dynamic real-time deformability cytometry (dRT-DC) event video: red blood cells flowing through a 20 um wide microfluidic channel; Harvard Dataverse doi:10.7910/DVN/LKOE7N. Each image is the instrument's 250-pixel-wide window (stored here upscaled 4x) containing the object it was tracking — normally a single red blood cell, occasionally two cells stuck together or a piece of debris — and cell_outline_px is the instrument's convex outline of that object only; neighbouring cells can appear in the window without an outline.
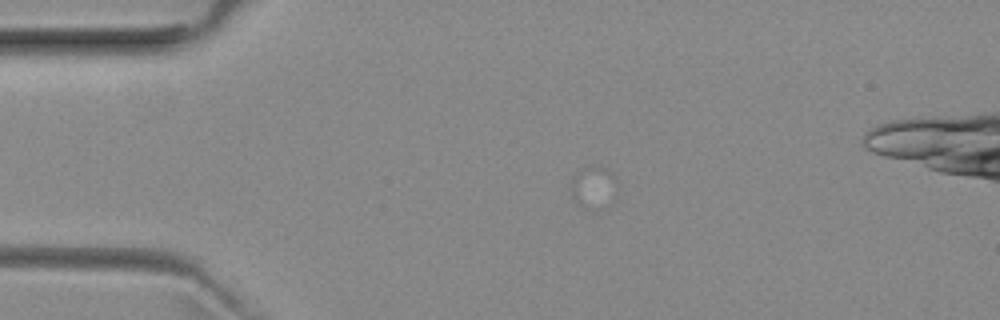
{"species": "common noctule bat (a hibernating species)", "species_latin": "Nyctalus noctula", "temperature_condition": "room temperature", "stored_images_in_passage": 17, "camera_frame_rate_fps": 3000, "um_per_image_px": 0.085, "animal": {"sex": "female", "body_mass_g": 29.2, "forearm_length_mm": 56.3}, "frame": {"image": 1, "passage_image": 12, "time_ms": 3.667, "image_size_px": [1000, 320], "cell_outline_px": [[616, 192], [596, 212], [584, 208], [572, 196], [572, 180], [580, 168], [608, 168], [616, 176]], "centroid_in_image_um": [50.46, 15.92], "position_along_channel_um": 34.5, "area_um2": 10.92}}